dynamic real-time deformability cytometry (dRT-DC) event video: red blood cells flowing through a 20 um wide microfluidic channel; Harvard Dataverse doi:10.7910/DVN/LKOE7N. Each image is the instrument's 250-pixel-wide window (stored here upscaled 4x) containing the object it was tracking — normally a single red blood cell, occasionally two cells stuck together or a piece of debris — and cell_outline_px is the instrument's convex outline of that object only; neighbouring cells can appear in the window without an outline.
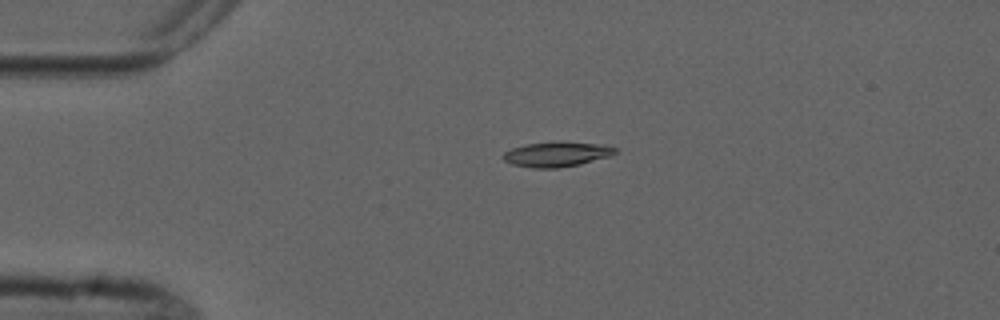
{"species": "common noctule bat (a hibernating species)", "species_latin": "Nyctalus noctula", "temperature_condition": "cold", "stored_images_in_passage": 5, "camera_frame_rate_fps": 3000, "um_per_image_px": 0.085, "animal": {"sex": "male", "forearm_length_mm": 52.5}, "frame": {"image": 1, "passage_image": 4, "time_ms": 3.667, "image_size_px": [1000, 320], "cell_outline_px": [[616, 152], [612, 156], [580, 164], [560, 168], [532, 168], [512, 164], [504, 160], [500, 156], [504, 152], [512, 148], [528, 144], [604, 144], [616, 148]], "centroid_in_image_um": [47.3, 13.16], "position_along_channel_um": 37.7, "area_um2": 15.61}}